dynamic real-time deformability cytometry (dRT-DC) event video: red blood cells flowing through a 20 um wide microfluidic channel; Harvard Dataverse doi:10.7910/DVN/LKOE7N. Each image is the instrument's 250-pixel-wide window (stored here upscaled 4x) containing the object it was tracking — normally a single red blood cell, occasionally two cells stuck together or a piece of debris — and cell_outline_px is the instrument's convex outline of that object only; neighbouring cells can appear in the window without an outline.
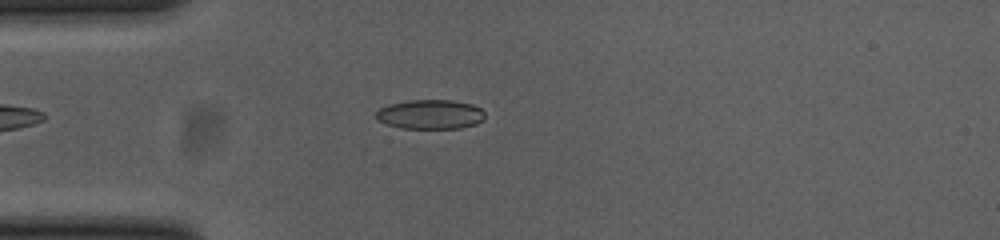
{"species": "common noctule bat (a hibernating species)", "species_latin": "Nyctalus noctula", "temperature_condition": "cold", "stored_images_in_passage": 52, "camera_frame_rate_fps": 3000, "um_per_image_px": 0.085, "animal": {"sex": "female", "body_mass_g": 23.0, "forearm_length_mm": 53.4}, "frame": {"image": 1, "passage_image": 12, "time_ms": 3.667, "image_size_px": [1000, 240], "cell_outline_px": [[484, 120], [476, 124], [460, 128], [400, 128], [388, 124], [380, 120], [376, 116], [376, 112], [380, 108], [388, 104], [408, 100], [452, 100], [472, 104], [480, 108], [484, 112]], "centroid_in_image_um": [36.6, 9.71], "position_along_channel_um": 48.4, "area_um2": 18.61}}
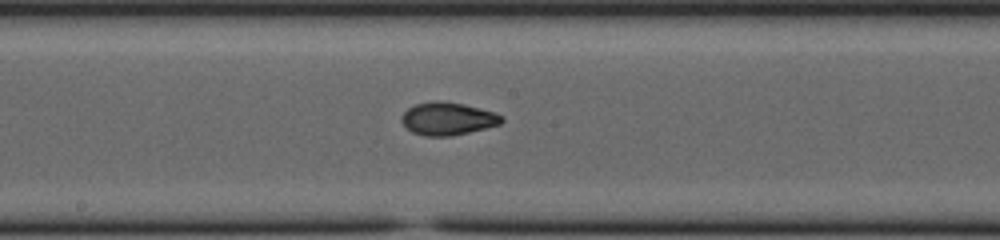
{"frame": {"image": 2, "passage_image": 26, "time_ms": 8.333, "image_size_px": [1000, 240], "cell_outline_px": [[504, 120], [500, 124], [452, 136], [424, 136], [412, 132], [400, 120], [400, 116], [408, 108], [416, 104], [432, 100], [440, 100], [464, 104], [496, 112], [504, 116]], "centroid_in_image_um": [38.06, 10.07], "position_along_channel_um": 210.1, "area_um2": 19.25}}
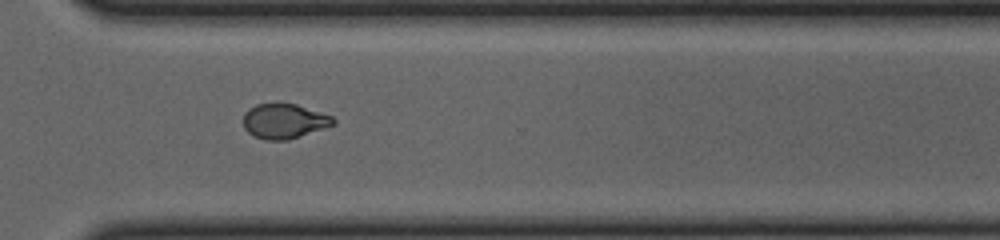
{"frame": {"image": 3, "passage_image": 37, "time_ms": 12.0, "image_size_px": [1000, 240], "cell_outline_px": [[336, 124], [288, 140], [264, 140], [248, 132], [244, 128], [244, 112], [248, 108], [256, 104], [276, 100], [296, 104], [332, 116], [336, 120]], "centroid_in_image_um": [24.13, 10.25], "position_along_channel_um": 346.5, "area_um2": 18.73}, "authors_computed_cell_mechanics": {"area_um2": 18.6116, "velocity_mm_per_s": 3.7203, "shape_relaxation_time_tau1_ms": null, "shape_relaxation_time_tau2_ms": 1.4425, "deformation_change_tau1": null, "deformation_change_tau2": 0.061}}